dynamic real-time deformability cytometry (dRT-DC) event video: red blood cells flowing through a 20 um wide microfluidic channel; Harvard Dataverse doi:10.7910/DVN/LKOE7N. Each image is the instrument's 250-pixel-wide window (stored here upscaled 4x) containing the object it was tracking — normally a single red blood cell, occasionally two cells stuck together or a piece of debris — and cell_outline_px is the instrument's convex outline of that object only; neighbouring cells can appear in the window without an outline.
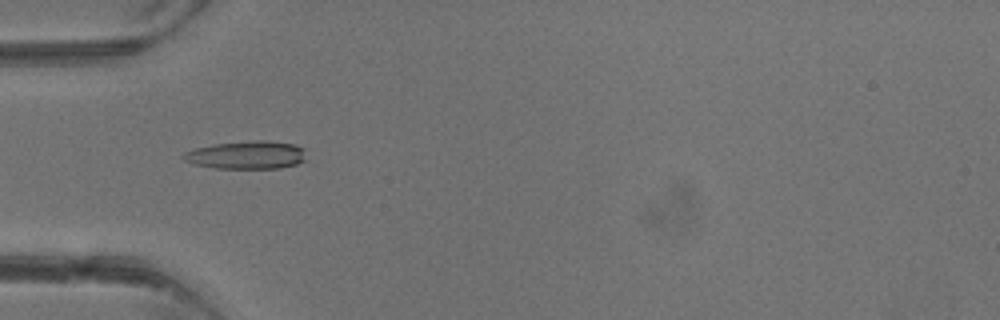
{"species": "common noctule bat (a hibernating species)", "species_latin": "Nyctalus noctula", "temperature_condition": "warm", "stored_images_in_passage": 4, "camera_frame_rate_fps": 3000, "um_per_image_px": 0.085, "animal": {"sex": "male", "body_mass_g": 13.3}, "frame": {"image": 1, "passage_image": 3, "time_ms": 3.667, "image_size_px": [1000, 320], "cell_outline_px": [[304, 160], [296, 164], [280, 168], [216, 168], [196, 164], [184, 160], [180, 156], [184, 152], [196, 148], [212, 144], [256, 140], [264, 140], [296, 144], [304, 148]], "centroid_in_image_um": [20.96, 13.16], "position_along_channel_um": 64.0, "area_um2": 20.0}}
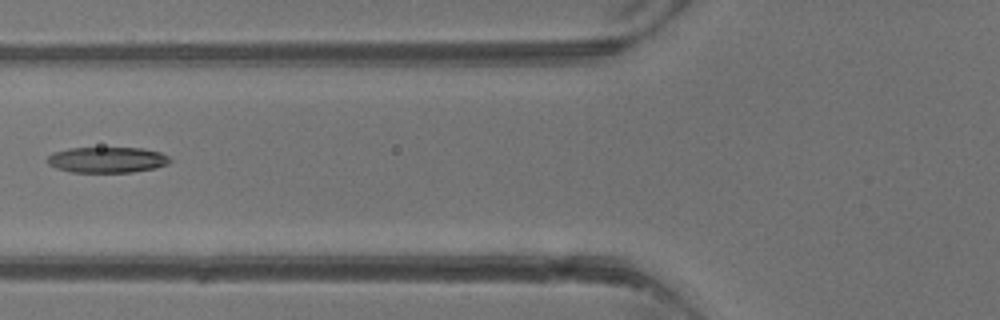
{"frame": {"image": 2, "passage_image": 4, "time_ms": 4.667, "image_size_px": [1000, 320], "cell_outline_px": [[172, 160], [168, 164], [156, 168], [132, 172], [72, 172], [56, 168], [48, 164], [48, 156], [52, 152], [68, 148], [144, 148], [160, 152], [168, 156]], "centroid_in_image_um": [9.12, 13.58], "position_along_channel_um": 116.7, "area_um2": 18.5}}